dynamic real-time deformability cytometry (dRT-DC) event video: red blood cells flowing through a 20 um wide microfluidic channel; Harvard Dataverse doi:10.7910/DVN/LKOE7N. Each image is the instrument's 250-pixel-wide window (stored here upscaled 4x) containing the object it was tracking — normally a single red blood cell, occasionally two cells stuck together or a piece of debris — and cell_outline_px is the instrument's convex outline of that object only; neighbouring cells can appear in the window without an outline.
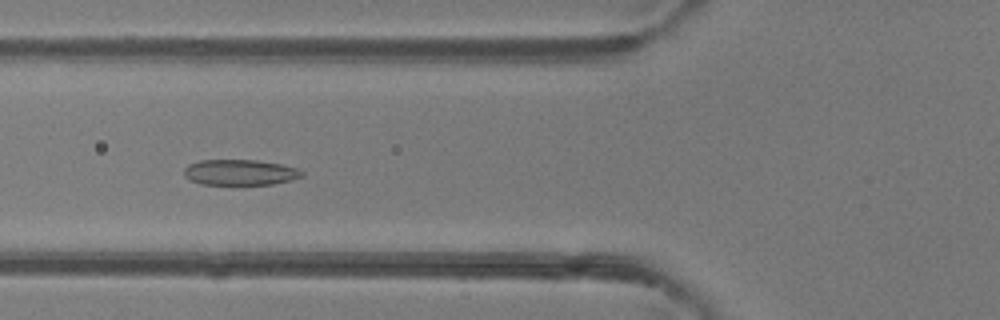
{"species": "common noctule bat (a hibernating species)", "species_latin": "Nyctalus noctula", "temperature_condition": "room temperature", "stored_images_in_passage": 45, "segment_of_instrument_passage": [1, 2], "camera_frame_rate_fps": 3000, "um_per_image_px": 0.085, "animal": {"sex": "female"}, "frame": {"image": 1, "passage_image": 13, "time_ms": 4.0, "image_size_px": [1000, 320], "cell_outline_px": [[304, 176], [292, 180], [272, 184], [200, 184], [188, 180], [184, 176], [184, 168], [188, 164], [200, 160], [256, 160], [280, 164], [296, 168], [304, 172]], "centroid_in_image_um": [20.38, 14.65], "position_along_channel_um": 105.4, "area_um2": 17.69}}
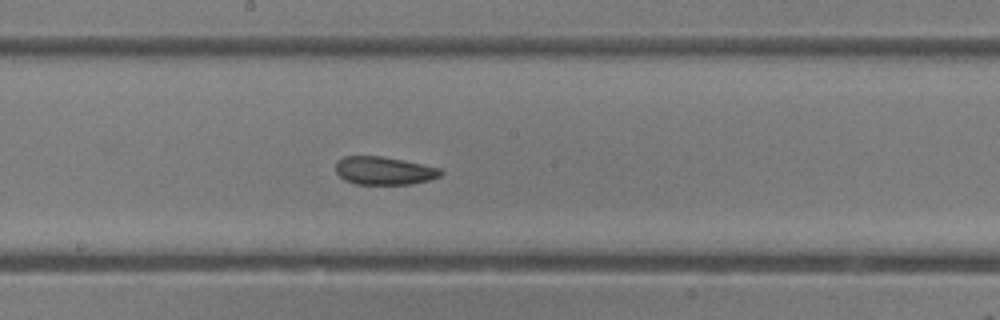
{"frame": {"image": 2, "passage_image": 21, "time_ms": 6.667, "image_size_px": [1000, 320], "cell_outline_px": [[444, 172], [440, 176], [428, 180], [412, 184], [356, 184], [344, 180], [336, 172], [336, 160], [344, 156], [384, 156], [404, 160], [440, 168]], "centroid_in_image_um": [32.63, 14.5], "position_along_channel_um": 215.6, "area_um2": 17.28}}
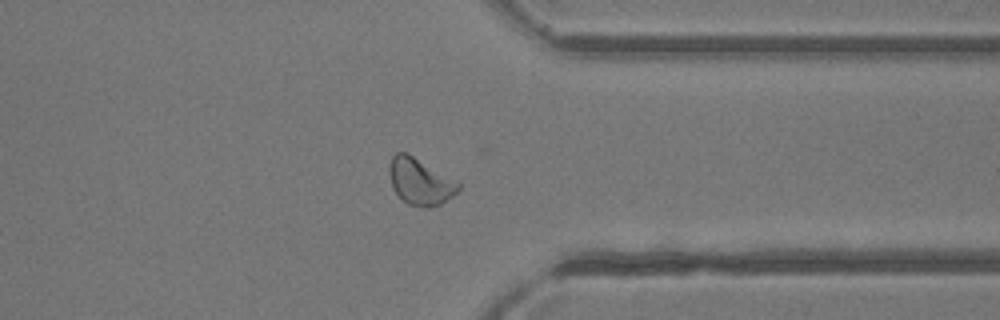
{"frame": {"image": 3, "passage_image": 33, "time_ms": 10.667, "image_size_px": [1000, 320], "cell_outline_px": [[460, 188], [452, 196], [440, 204], [428, 208], [420, 208], [408, 204], [392, 188], [388, 172], [388, 168], [392, 156], [396, 152], [408, 152], [460, 180]], "centroid_in_image_um": [35.74, 15.4], "position_along_channel_um": 375.7, "area_um2": 19.36}}